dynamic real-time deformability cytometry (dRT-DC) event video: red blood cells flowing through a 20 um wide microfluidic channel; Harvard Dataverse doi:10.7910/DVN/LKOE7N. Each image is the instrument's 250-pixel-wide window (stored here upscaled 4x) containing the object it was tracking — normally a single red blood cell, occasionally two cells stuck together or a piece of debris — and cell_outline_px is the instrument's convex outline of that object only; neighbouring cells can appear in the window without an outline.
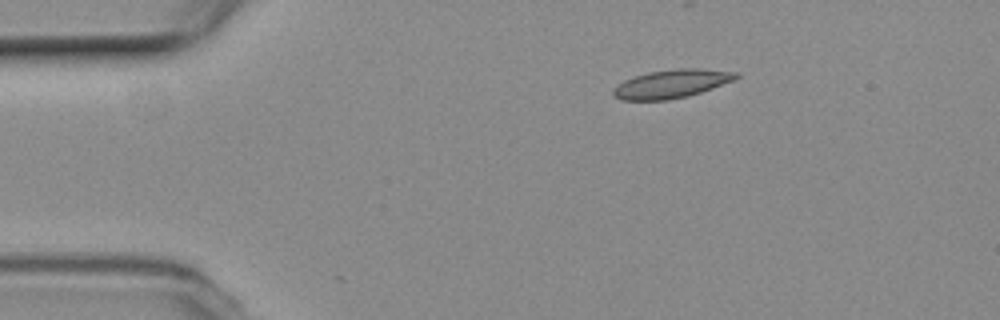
{"species": "common noctule bat (a hibernating species)", "species_latin": "Nyctalus noctula", "temperature_condition": "room temperature", "stored_images_in_passage": 17, "camera_frame_rate_fps": 3000, "um_per_image_px": 0.085, "animal": {"sex": "female", "body_mass_g": 19.3, "forearm_length_mm": 54.1}, "frame": {"image": 1, "passage_image": 1, "time_ms": 0.0, "image_size_px": [1000, 320], "cell_outline_px": [[740, 76], [736, 80], [688, 96], [668, 100], [620, 100], [612, 96], [612, 88], [624, 80], [648, 72], [676, 68], [700, 68], [740, 72]], "centroid_in_image_um": [57.1, 7.12], "position_along_channel_um": 27.9, "area_um2": 20.63}}
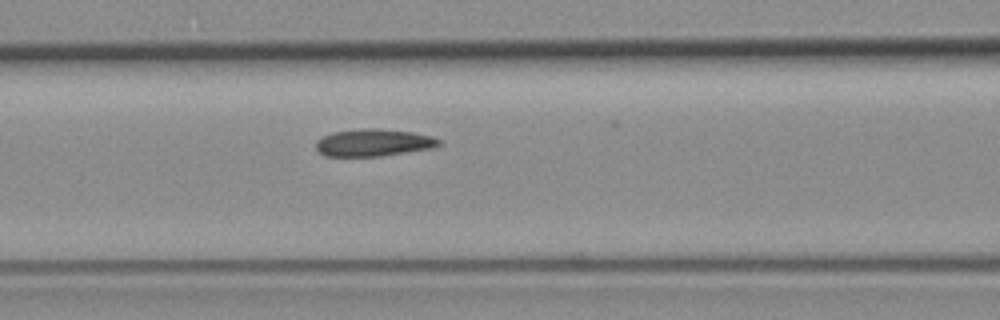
{"frame": {"image": 2, "passage_image": 14, "time_ms": 4.333, "image_size_px": [1000, 320], "cell_outline_px": [[444, 144], [432, 148], [380, 156], [324, 156], [316, 148], [316, 140], [332, 132], [364, 128], [376, 128], [412, 132], [432, 136], [444, 140]], "centroid_in_image_um": [31.8, 12.12], "position_along_channel_um": 134.8, "area_um2": 19.65}}
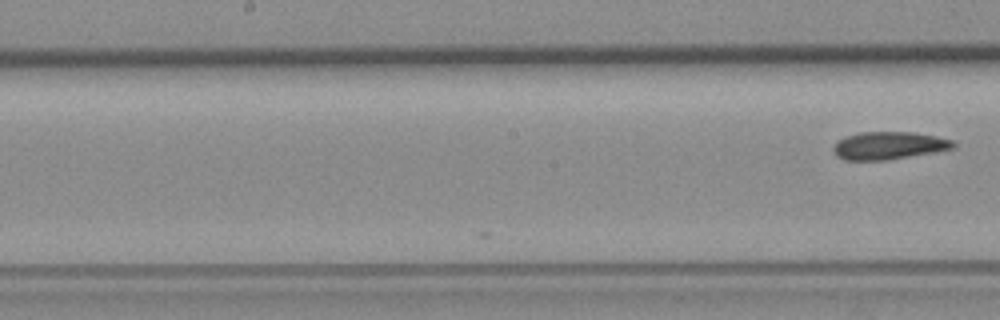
{"frame": {"image": 3, "passage_image": 17, "time_ms": 5.333, "image_size_px": [1000, 320], "cell_outline_px": [[956, 148], [888, 160], [844, 160], [836, 156], [832, 148], [836, 140], [844, 136], [860, 132], [916, 132], [936, 136], [952, 140], [956, 144]], "centroid_in_image_um": [75.52, 12.37], "position_along_channel_um": 172.7, "area_um2": 19.59}}